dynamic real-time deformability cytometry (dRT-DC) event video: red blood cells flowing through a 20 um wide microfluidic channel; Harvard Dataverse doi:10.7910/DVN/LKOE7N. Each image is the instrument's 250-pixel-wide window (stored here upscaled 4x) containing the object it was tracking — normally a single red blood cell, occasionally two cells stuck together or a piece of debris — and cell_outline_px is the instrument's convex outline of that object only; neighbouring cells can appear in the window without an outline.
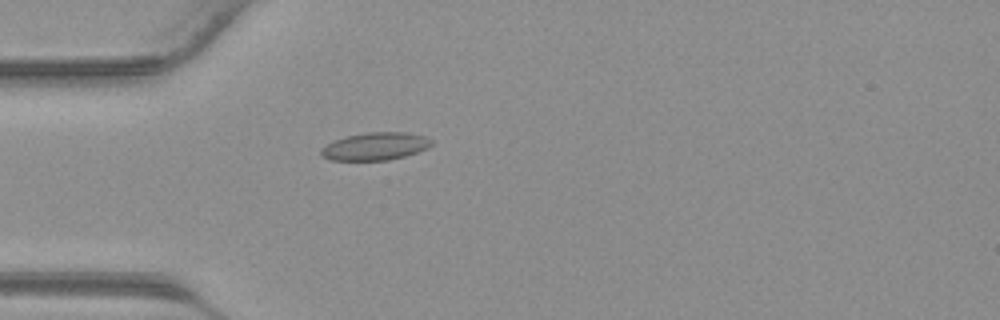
{"species": "common noctule bat (a hibernating species)", "species_latin": "Nyctalus noctula", "temperature_condition": "warm", "stored_images_in_passage": 41, "camera_frame_rate_fps": 3000, "um_per_image_px": 0.085, "animal": {"sex": "male", "body_mass_g": 23.1, "forearm_length_mm": 52.7}, "frame": {"image": 1, "passage_image": 12, "time_ms": 3.667, "image_size_px": [1000, 320], "cell_outline_px": [[432, 144], [428, 148], [404, 156], [388, 160], [332, 160], [320, 156], [320, 148], [336, 140], [348, 136], [368, 132], [408, 132], [424, 136], [432, 140]], "centroid_in_image_um": [31.9, 12.44], "position_along_channel_um": 53.1, "area_um2": 17.69}}
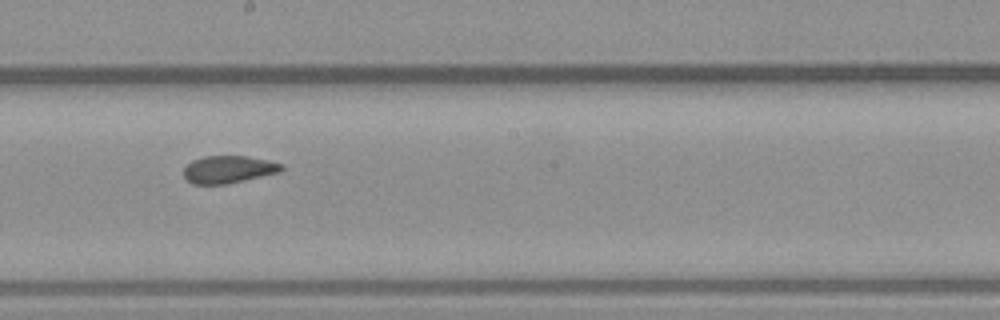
{"frame": {"image": 2, "passage_image": 23, "time_ms": 7.333, "image_size_px": [1000, 320], "cell_outline_px": [[284, 168], [280, 172], [228, 184], [192, 184], [184, 180], [184, 168], [192, 160], [204, 156], [244, 156], [268, 160], [284, 164]], "centroid_in_image_um": [19.41, 14.41], "position_along_channel_um": 228.8, "area_um2": 15.78}}
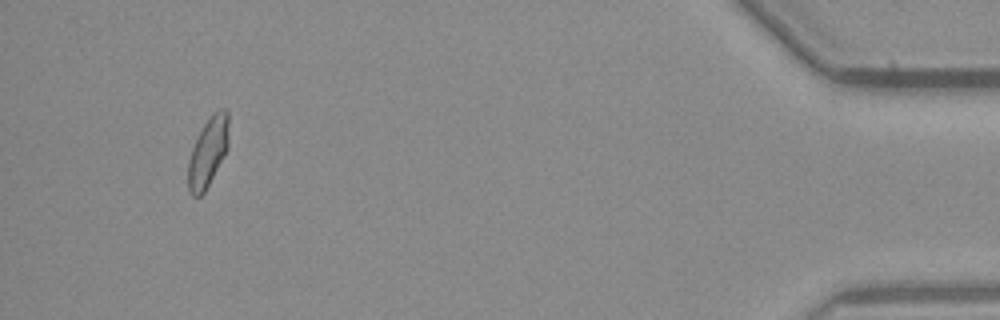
{"frame": {"image": 3, "passage_image": 39, "time_ms": 12.667, "image_size_px": [1000, 320], "cell_outline_px": [[228, 148], [224, 156], [204, 192], [200, 196], [192, 196], [188, 188], [188, 160], [192, 148], [200, 128], [212, 112], [220, 108], [224, 108], [228, 112]], "centroid_in_image_um": [17.67, 12.87], "position_along_channel_um": 417.5, "area_um2": 16.53}}